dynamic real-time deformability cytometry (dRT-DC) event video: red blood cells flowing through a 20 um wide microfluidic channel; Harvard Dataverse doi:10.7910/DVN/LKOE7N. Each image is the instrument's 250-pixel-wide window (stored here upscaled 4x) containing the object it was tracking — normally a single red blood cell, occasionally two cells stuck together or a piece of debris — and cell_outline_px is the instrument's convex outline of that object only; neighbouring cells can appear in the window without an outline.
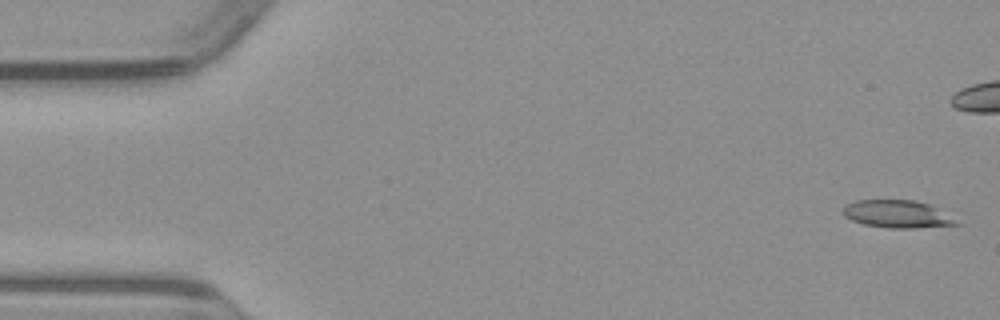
{"species": "common noctule bat (a hibernating species)", "species_latin": "Nyctalus noctula", "temperature_condition": "warm", "stored_images_in_passage": 10, "camera_frame_rate_fps": 3000, "um_per_image_px": 0.085, "animal": {"sex": "male", "body_mass_g": 23.1, "forearm_length_mm": 52.7}, "frame": {"image": 1, "passage_image": 1, "time_ms": 0.0, "image_size_px": [1000, 320], "cell_outline_px": [[960, 224], [916, 228], [888, 228], [864, 224], [852, 220], [844, 216], [844, 208], [848, 204], [856, 200], [912, 200], [932, 204]], "centroid_in_image_um": [76.26, 18.19], "position_along_channel_um": 8.7, "area_um2": 17.98}}